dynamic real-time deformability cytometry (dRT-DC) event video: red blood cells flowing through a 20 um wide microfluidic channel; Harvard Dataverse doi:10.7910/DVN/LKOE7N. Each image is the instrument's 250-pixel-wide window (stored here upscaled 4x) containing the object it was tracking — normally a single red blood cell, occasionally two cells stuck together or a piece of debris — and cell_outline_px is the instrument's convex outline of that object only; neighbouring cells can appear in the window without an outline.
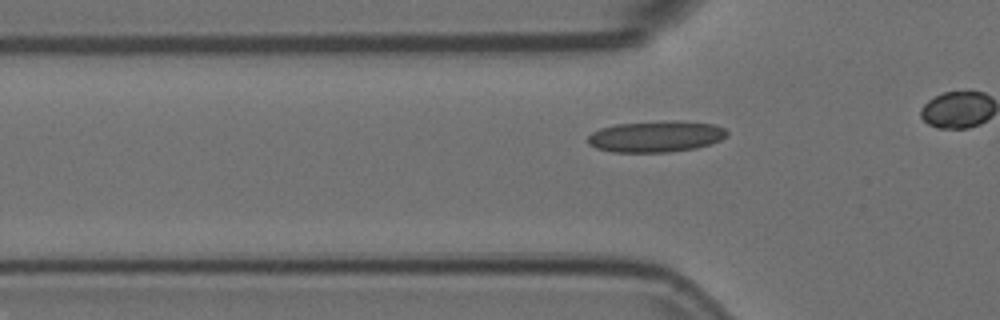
{"species": "Egyptian fruit bat (a non-hibernating species)", "species_latin": "Rousettus aegyptiacus", "temperature_condition": "room temperature", "stored_images_in_passage": 21, "camera_frame_rate_fps": 3000, "um_per_image_px": 0.085, "animal": {"sex": "female"}, "frame": {"image": 1, "passage_image": 15, "time_ms": 4.667, "image_size_px": [1000, 320], "cell_outline_px": [[728, 136], [720, 140], [696, 148], [668, 152], [612, 152], [596, 148], [588, 144], [588, 136], [592, 132], [600, 128], [616, 124], [672, 120], [680, 120], [712, 124], [724, 128], [728, 132]], "centroid_in_image_um": [55.75, 11.59], "position_along_channel_um": 70.1, "area_um2": 25.43}}